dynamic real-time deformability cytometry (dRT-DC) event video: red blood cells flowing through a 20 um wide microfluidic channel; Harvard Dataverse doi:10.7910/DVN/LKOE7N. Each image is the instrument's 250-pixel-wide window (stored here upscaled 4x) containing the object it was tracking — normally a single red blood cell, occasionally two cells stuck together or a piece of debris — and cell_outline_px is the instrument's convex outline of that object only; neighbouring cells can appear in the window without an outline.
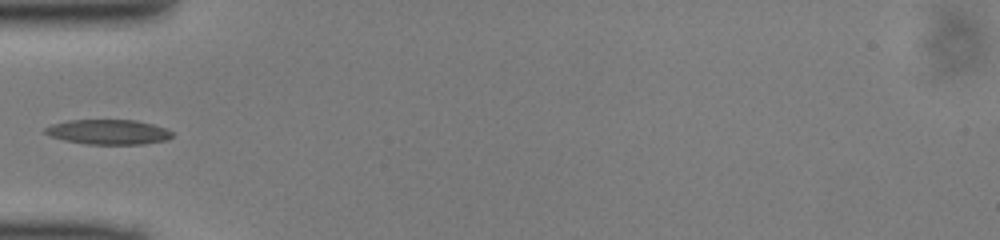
{"species": "common noctule bat (a hibernating species)", "species_latin": "Nyctalus noctula", "temperature_condition": "cold", "stored_images_in_passage": 34, "camera_frame_rate_fps": 3000, "um_per_image_px": 0.085, "animal": {"sex": "male", "body_mass_g": 13.0, "forearm_length_mm": 53.1}, "frame": {"image": 1, "passage_image": 1, "time_ms": 0.0, "image_size_px": [1000, 240], "cell_outline_px": [[172, 136], [168, 140], [144, 144], [88, 144], [64, 140], [48, 136], [44, 132], [44, 128], [52, 124], [68, 120], [136, 120], [152, 124], [164, 128], [172, 132]], "centroid_in_image_um": [9.18, 11.22], "position_along_channel_um": 75.8, "area_um2": 18.44}}
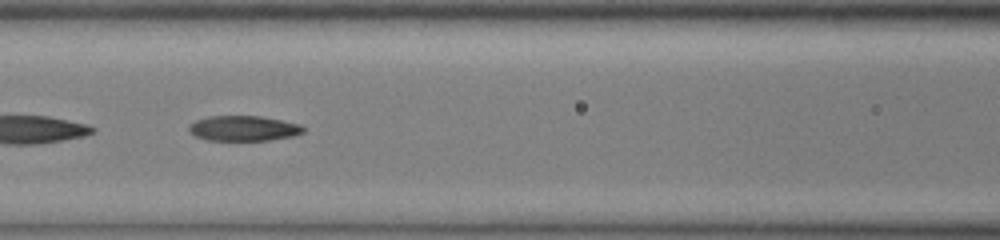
{"frame": {"image": 2, "passage_image": 6, "time_ms": 1.667, "image_size_px": [1000, 240], "cell_outline_px": [[304, 132], [292, 136], [268, 140], [208, 140], [196, 136], [188, 132], [188, 128], [196, 120], [208, 116], [260, 116], [300, 124], [304, 128]], "centroid_in_image_um": [20.69, 10.91], "position_along_channel_um": 145.9, "area_um2": 16.65}}